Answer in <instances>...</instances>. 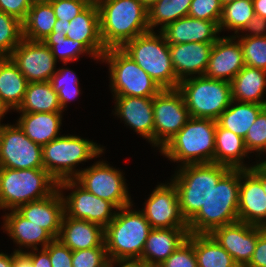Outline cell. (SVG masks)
<instances>
[{"instance_id": "cell-1", "label": "cell", "mask_w": 266, "mask_h": 267, "mask_svg": "<svg viewBox=\"0 0 266 267\" xmlns=\"http://www.w3.org/2000/svg\"><path fill=\"white\" fill-rule=\"evenodd\" d=\"M99 10L100 36L108 48H121L149 29L148 9L139 0H94Z\"/></svg>"}, {"instance_id": "cell-2", "label": "cell", "mask_w": 266, "mask_h": 267, "mask_svg": "<svg viewBox=\"0 0 266 267\" xmlns=\"http://www.w3.org/2000/svg\"><path fill=\"white\" fill-rule=\"evenodd\" d=\"M239 187L240 169H230L188 222V233L210 234L218 227L238 222Z\"/></svg>"}, {"instance_id": "cell-3", "label": "cell", "mask_w": 266, "mask_h": 267, "mask_svg": "<svg viewBox=\"0 0 266 267\" xmlns=\"http://www.w3.org/2000/svg\"><path fill=\"white\" fill-rule=\"evenodd\" d=\"M133 204L118 209L104 228L106 253L112 260L139 261L146 239L152 230L142 211L131 210Z\"/></svg>"}, {"instance_id": "cell-4", "label": "cell", "mask_w": 266, "mask_h": 267, "mask_svg": "<svg viewBox=\"0 0 266 267\" xmlns=\"http://www.w3.org/2000/svg\"><path fill=\"white\" fill-rule=\"evenodd\" d=\"M230 169L213 162L180 165L171 182L176 187L180 210L187 223L205 205L213 187Z\"/></svg>"}, {"instance_id": "cell-5", "label": "cell", "mask_w": 266, "mask_h": 267, "mask_svg": "<svg viewBox=\"0 0 266 267\" xmlns=\"http://www.w3.org/2000/svg\"><path fill=\"white\" fill-rule=\"evenodd\" d=\"M216 125L212 119L190 117L160 152L182 165L215 163Z\"/></svg>"}, {"instance_id": "cell-6", "label": "cell", "mask_w": 266, "mask_h": 267, "mask_svg": "<svg viewBox=\"0 0 266 267\" xmlns=\"http://www.w3.org/2000/svg\"><path fill=\"white\" fill-rule=\"evenodd\" d=\"M57 189L58 182L45 169L0 168V209L17 210Z\"/></svg>"}, {"instance_id": "cell-7", "label": "cell", "mask_w": 266, "mask_h": 267, "mask_svg": "<svg viewBox=\"0 0 266 267\" xmlns=\"http://www.w3.org/2000/svg\"><path fill=\"white\" fill-rule=\"evenodd\" d=\"M148 31L127 41L121 49L129 55L162 89H175L179 80L172 66L169 44L163 33Z\"/></svg>"}, {"instance_id": "cell-8", "label": "cell", "mask_w": 266, "mask_h": 267, "mask_svg": "<svg viewBox=\"0 0 266 267\" xmlns=\"http://www.w3.org/2000/svg\"><path fill=\"white\" fill-rule=\"evenodd\" d=\"M96 143L74 135L59 136L42 146L44 169L59 183L75 179L80 170L75 165L99 157L103 153Z\"/></svg>"}, {"instance_id": "cell-9", "label": "cell", "mask_w": 266, "mask_h": 267, "mask_svg": "<svg viewBox=\"0 0 266 267\" xmlns=\"http://www.w3.org/2000/svg\"><path fill=\"white\" fill-rule=\"evenodd\" d=\"M190 117L217 121L232 101L231 83L224 80L193 76L179 82Z\"/></svg>"}, {"instance_id": "cell-10", "label": "cell", "mask_w": 266, "mask_h": 267, "mask_svg": "<svg viewBox=\"0 0 266 267\" xmlns=\"http://www.w3.org/2000/svg\"><path fill=\"white\" fill-rule=\"evenodd\" d=\"M101 60L109 64L113 96L153 98L162 90L121 48H108Z\"/></svg>"}, {"instance_id": "cell-11", "label": "cell", "mask_w": 266, "mask_h": 267, "mask_svg": "<svg viewBox=\"0 0 266 267\" xmlns=\"http://www.w3.org/2000/svg\"><path fill=\"white\" fill-rule=\"evenodd\" d=\"M154 147L161 150L189 120V111L180 91L162 89L153 97Z\"/></svg>"}, {"instance_id": "cell-12", "label": "cell", "mask_w": 266, "mask_h": 267, "mask_svg": "<svg viewBox=\"0 0 266 267\" xmlns=\"http://www.w3.org/2000/svg\"><path fill=\"white\" fill-rule=\"evenodd\" d=\"M0 168L44 169L42 146L30 140L17 123L0 126Z\"/></svg>"}, {"instance_id": "cell-13", "label": "cell", "mask_w": 266, "mask_h": 267, "mask_svg": "<svg viewBox=\"0 0 266 267\" xmlns=\"http://www.w3.org/2000/svg\"><path fill=\"white\" fill-rule=\"evenodd\" d=\"M104 161L80 171L75 180L95 196L111 202L117 210L131 205L122 172Z\"/></svg>"}, {"instance_id": "cell-14", "label": "cell", "mask_w": 266, "mask_h": 267, "mask_svg": "<svg viewBox=\"0 0 266 267\" xmlns=\"http://www.w3.org/2000/svg\"><path fill=\"white\" fill-rule=\"evenodd\" d=\"M73 188H75L74 191L66 198L62 194L65 216L93 222L103 228L114 219L117 208L111 202L90 193L75 179H68L58 183L60 192L63 189L73 190ZM113 209H116V211L113 212Z\"/></svg>"}, {"instance_id": "cell-15", "label": "cell", "mask_w": 266, "mask_h": 267, "mask_svg": "<svg viewBox=\"0 0 266 267\" xmlns=\"http://www.w3.org/2000/svg\"><path fill=\"white\" fill-rule=\"evenodd\" d=\"M28 83L50 81L57 60L43 41L23 39L9 56Z\"/></svg>"}, {"instance_id": "cell-16", "label": "cell", "mask_w": 266, "mask_h": 267, "mask_svg": "<svg viewBox=\"0 0 266 267\" xmlns=\"http://www.w3.org/2000/svg\"><path fill=\"white\" fill-rule=\"evenodd\" d=\"M142 212L152 228H188L172 182L158 185L146 200Z\"/></svg>"}, {"instance_id": "cell-17", "label": "cell", "mask_w": 266, "mask_h": 267, "mask_svg": "<svg viewBox=\"0 0 266 267\" xmlns=\"http://www.w3.org/2000/svg\"><path fill=\"white\" fill-rule=\"evenodd\" d=\"M265 228L238 221L218 227L210 235L233 257L239 267H245L253 256L258 236Z\"/></svg>"}, {"instance_id": "cell-18", "label": "cell", "mask_w": 266, "mask_h": 267, "mask_svg": "<svg viewBox=\"0 0 266 267\" xmlns=\"http://www.w3.org/2000/svg\"><path fill=\"white\" fill-rule=\"evenodd\" d=\"M238 221L266 227V194L250 169H240Z\"/></svg>"}, {"instance_id": "cell-19", "label": "cell", "mask_w": 266, "mask_h": 267, "mask_svg": "<svg viewBox=\"0 0 266 267\" xmlns=\"http://www.w3.org/2000/svg\"><path fill=\"white\" fill-rule=\"evenodd\" d=\"M235 36L217 39L211 50L204 76L207 78L231 82L245 66L243 50Z\"/></svg>"}, {"instance_id": "cell-20", "label": "cell", "mask_w": 266, "mask_h": 267, "mask_svg": "<svg viewBox=\"0 0 266 267\" xmlns=\"http://www.w3.org/2000/svg\"><path fill=\"white\" fill-rule=\"evenodd\" d=\"M115 115L154 146L153 98L114 96Z\"/></svg>"}, {"instance_id": "cell-21", "label": "cell", "mask_w": 266, "mask_h": 267, "mask_svg": "<svg viewBox=\"0 0 266 267\" xmlns=\"http://www.w3.org/2000/svg\"><path fill=\"white\" fill-rule=\"evenodd\" d=\"M214 43L188 42L169 45L173 69L179 81L203 76L208 66Z\"/></svg>"}, {"instance_id": "cell-22", "label": "cell", "mask_w": 266, "mask_h": 267, "mask_svg": "<svg viewBox=\"0 0 266 267\" xmlns=\"http://www.w3.org/2000/svg\"><path fill=\"white\" fill-rule=\"evenodd\" d=\"M17 211L29 221L44 228L54 239L58 238L65 215L62 192L58 189L44 199L20 206Z\"/></svg>"}, {"instance_id": "cell-23", "label": "cell", "mask_w": 266, "mask_h": 267, "mask_svg": "<svg viewBox=\"0 0 266 267\" xmlns=\"http://www.w3.org/2000/svg\"><path fill=\"white\" fill-rule=\"evenodd\" d=\"M188 228H152L140 262L147 267H158L188 237Z\"/></svg>"}, {"instance_id": "cell-24", "label": "cell", "mask_w": 266, "mask_h": 267, "mask_svg": "<svg viewBox=\"0 0 266 267\" xmlns=\"http://www.w3.org/2000/svg\"><path fill=\"white\" fill-rule=\"evenodd\" d=\"M161 32L167 43L174 45L188 42L215 43L220 31L214 21L185 16L168 24Z\"/></svg>"}, {"instance_id": "cell-25", "label": "cell", "mask_w": 266, "mask_h": 267, "mask_svg": "<svg viewBox=\"0 0 266 267\" xmlns=\"http://www.w3.org/2000/svg\"><path fill=\"white\" fill-rule=\"evenodd\" d=\"M72 251L106 247L104 228L86 220L73 219L64 215L60 233L57 238Z\"/></svg>"}, {"instance_id": "cell-26", "label": "cell", "mask_w": 266, "mask_h": 267, "mask_svg": "<svg viewBox=\"0 0 266 267\" xmlns=\"http://www.w3.org/2000/svg\"><path fill=\"white\" fill-rule=\"evenodd\" d=\"M67 30V38L82 42L98 60H101L107 49L101 40L99 10L95 1L70 21Z\"/></svg>"}, {"instance_id": "cell-27", "label": "cell", "mask_w": 266, "mask_h": 267, "mask_svg": "<svg viewBox=\"0 0 266 267\" xmlns=\"http://www.w3.org/2000/svg\"><path fill=\"white\" fill-rule=\"evenodd\" d=\"M3 228L11 236L13 242L25 248L38 249L41 244L44 249L54 238L41 226L23 217L17 210H11L4 215Z\"/></svg>"}, {"instance_id": "cell-28", "label": "cell", "mask_w": 266, "mask_h": 267, "mask_svg": "<svg viewBox=\"0 0 266 267\" xmlns=\"http://www.w3.org/2000/svg\"><path fill=\"white\" fill-rule=\"evenodd\" d=\"M62 112L21 113L17 125L34 143L44 146L59 137Z\"/></svg>"}, {"instance_id": "cell-29", "label": "cell", "mask_w": 266, "mask_h": 267, "mask_svg": "<svg viewBox=\"0 0 266 267\" xmlns=\"http://www.w3.org/2000/svg\"><path fill=\"white\" fill-rule=\"evenodd\" d=\"M230 83L232 100L235 102L266 106V100L261 99L266 88V70L245 65Z\"/></svg>"}, {"instance_id": "cell-30", "label": "cell", "mask_w": 266, "mask_h": 267, "mask_svg": "<svg viewBox=\"0 0 266 267\" xmlns=\"http://www.w3.org/2000/svg\"><path fill=\"white\" fill-rule=\"evenodd\" d=\"M244 139L239 135L222 128L218 123L215 133V163L230 167L231 169H249L243 164L247 156Z\"/></svg>"}, {"instance_id": "cell-31", "label": "cell", "mask_w": 266, "mask_h": 267, "mask_svg": "<svg viewBox=\"0 0 266 267\" xmlns=\"http://www.w3.org/2000/svg\"><path fill=\"white\" fill-rule=\"evenodd\" d=\"M28 82L10 57H0V97L10 109L22 104Z\"/></svg>"}, {"instance_id": "cell-32", "label": "cell", "mask_w": 266, "mask_h": 267, "mask_svg": "<svg viewBox=\"0 0 266 267\" xmlns=\"http://www.w3.org/2000/svg\"><path fill=\"white\" fill-rule=\"evenodd\" d=\"M20 113L62 112L57 92L49 81L28 83Z\"/></svg>"}, {"instance_id": "cell-33", "label": "cell", "mask_w": 266, "mask_h": 267, "mask_svg": "<svg viewBox=\"0 0 266 267\" xmlns=\"http://www.w3.org/2000/svg\"><path fill=\"white\" fill-rule=\"evenodd\" d=\"M236 104L235 100H232L230 106L218 118L217 123L244 139L257 116L266 106L246 102Z\"/></svg>"}, {"instance_id": "cell-34", "label": "cell", "mask_w": 266, "mask_h": 267, "mask_svg": "<svg viewBox=\"0 0 266 267\" xmlns=\"http://www.w3.org/2000/svg\"><path fill=\"white\" fill-rule=\"evenodd\" d=\"M56 20L51 3L32 4L22 22L23 39L43 41L52 32Z\"/></svg>"}, {"instance_id": "cell-35", "label": "cell", "mask_w": 266, "mask_h": 267, "mask_svg": "<svg viewBox=\"0 0 266 267\" xmlns=\"http://www.w3.org/2000/svg\"><path fill=\"white\" fill-rule=\"evenodd\" d=\"M194 251L198 267H239L210 234H194Z\"/></svg>"}, {"instance_id": "cell-36", "label": "cell", "mask_w": 266, "mask_h": 267, "mask_svg": "<svg viewBox=\"0 0 266 267\" xmlns=\"http://www.w3.org/2000/svg\"><path fill=\"white\" fill-rule=\"evenodd\" d=\"M192 0H159L148 9L150 31L161 25L160 31L179 18L188 16Z\"/></svg>"}, {"instance_id": "cell-37", "label": "cell", "mask_w": 266, "mask_h": 267, "mask_svg": "<svg viewBox=\"0 0 266 267\" xmlns=\"http://www.w3.org/2000/svg\"><path fill=\"white\" fill-rule=\"evenodd\" d=\"M255 15L253 0H236L222 7V15L218 24L219 31L223 29L234 30V34L247 26Z\"/></svg>"}, {"instance_id": "cell-38", "label": "cell", "mask_w": 266, "mask_h": 267, "mask_svg": "<svg viewBox=\"0 0 266 267\" xmlns=\"http://www.w3.org/2000/svg\"><path fill=\"white\" fill-rule=\"evenodd\" d=\"M43 42L51 49L54 58L56 60L61 58L64 64L77 60L84 53L98 60L82 42L71 40L66 35L50 33Z\"/></svg>"}, {"instance_id": "cell-39", "label": "cell", "mask_w": 266, "mask_h": 267, "mask_svg": "<svg viewBox=\"0 0 266 267\" xmlns=\"http://www.w3.org/2000/svg\"><path fill=\"white\" fill-rule=\"evenodd\" d=\"M22 40V22L0 11V57H9Z\"/></svg>"}, {"instance_id": "cell-40", "label": "cell", "mask_w": 266, "mask_h": 267, "mask_svg": "<svg viewBox=\"0 0 266 267\" xmlns=\"http://www.w3.org/2000/svg\"><path fill=\"white\" fill-rule=\"evenodd\" d=\"M52 88L57 92L62 111L67 107V103L80 95L78 77L73 70L58 69L49 81Z\"/></svg>"}, {"instance_id": "cell-41", "label": "cell", "mask_w": 266, "mask_h": 267, "mask_svg": "<svg viewBox=\"0 0 266 267\" xmlns=\"http://www.w3.org/2000/svg\"><path fill=\"white\" fill-rule=\"evenodd\" d=\"M238 36L246 66L266 70V36Z\"/></svg>"}, {"instance_id": "cell-42", "label": "cell", "mask_w": 266, "mask_h": 267, "mask_svg": "<svg viewBox=\"0 0 266 267\" xmlns=\"http://www.w3.org/2000/svg\"><path fill=\"white\" fill-rule=\"evenodd\" d=\"M158 267H198L194 234H188L187 239Z\"/></svg>"}, {"instance_id": "cell-43", "label": "cell", "mask_w": 266, "mask_h": 267, "mask_svg": "<svg viewBox=\"0 0 266 267\" xmlns=\"http://www.w3.org/2000/svg\"><path fill=\"white\" fill-rule=\"evenodd\" d=\"M245 147L248 152H259V155L266 148V107L259 113L254 124L248 130L244 138Z\"/></svg>"}, {"instance_id": "cell-44", "label": "cell", "mask_w": 266, "mask_h": 267, "mask_svg": "<svg viewBox=\"0 0 266 267\" xmlns=\"http://www.w3.org/2000/svg\"><path fill=\"white\" fill-rule=\"evenodd\" d=\"M222 7L220 0H192L188 16L219 24Z\"/></svg>"}, {"instance_id": "cell-45", "label": "cell", "mask_w": 266, "mask_h": 267, "mask_svg": "<svg viewBox=\"0 0 266 267\" xmlns=\"http://www.w3.org/2000/svg\"><path fill=\"white\" fill-rule=\"evenodd\" d=\"M94 0H53L51 3L56 19L60 22H70L83 12Z\"/></svg>"}, {"instance_id": "cell-46", "label": "cell", "mask_w": 266, "mask_h": 267, "mask_svg": "<svg viewBox=\"0 0 266 267\" xmlns=\"http://www.w3.org/2000/svg\"><path fill=\"white\" fill-rule=\"evenodd\" d=\"M107 258L106 247L72 251V267H98Z\"/></svg>"}, {"instance_id": "cell-47", "label": "cell", "mask_w": 266, "mask_h": 267, "mask_svg": "<svg viewBox=\"0 0 266 267\" xmlns=\"http://www.w3.org/2000/svg\"><path fill=\"white\" fill-rule=\"evenodd\" d=\"M49 253L52 267H72V250L54 239L44 248Z\"/></svg>"}, {"instance_id": "cell-48", "label": "cell", "mask_w": 266, "mask_h": 267, "mask_svg": "<svg viewBox=\"0 0 266 267\" xmlns=\"http://www.w3.org/2000/svg\"><path fill=\"white\" fill-rule=\"evenodd\" d=\"M31 0H0V11L12 15L23 22L31 8Z\"/></svg>"}, {"instance_id": "cell-49", "label": "cell", "mask_w": 266, "mask_h": 267, "mask_svg": "<svg viewBox=\"0 0 266 267\" xmlns=\"http://www.w3.org/2000/svg\"><path fill=\"white\" fill-rule=\"evenodd\" d=\"M245 267H266V228L258 236L253 256Z\"/></svg>"}, {"instance_id": "cell-50", "label": "cell", "mask_w": 266, "mask_h": 267, "mask_svg": "<svg viewBox=\"0 0 266 267\" xmlns=\"http://www.w3.org/2000/svg\"><path fill=\"white\" fill-rule=\"evenodd\" d=\"M243 31L250 32V34L248 33L245 36H266V19L254 15L253 18L247 24V26L243 29Z\"/></svg>"}, {"instance_id": "cell-51", "label": "cell", "mask_w": 266, "mask_h": 267, "mask_svg": "<svg viewBox=\"0 0 266 267\" xmlns=\"http://www.w3.org/2000/svg\"><path fill=\"white\" fill-rule=\"evenodd\" d=\"M39 249H33L31 252H25L32 261L33 267H52L49 253L45 249H41L40 252H38ZM38 253H37V252ZM37 253V254H36Z\"/></svg>"}, {"instance_id": "cell-52", "label": "cell", "mask_w": 266, "mask_h": 267, "mask_svg": "<svg viewBox=\"0 0 266 267\" xmlns=\"http://www.w3.org/2000/svg\"><path fill=\"white\" fill-rule=\"evenodd\" d=\"M13 267H33L30 257L22 248L13 252Z\"/></svg>"}, {"instance_id": "cell-53", "label": "cell", "mask_w": 266, "mask_h": 267, "mask_svg": "<svg viewBox=\"0 0 266 267\" xmlns=\"http://www.w3.org/2000/svg\"><path fill=\"white\" fill-rule=\"evenodd\" d=\"M249 169L260 179L264 192L266 194V166L256 164L249 167Z\"/></svg>"}, {"instance_id": "cell-54", "label": "cell", "mask_w": 266, "mask_h": 267, "mask_svg": "<svg viewBox=\"0 0 266 267\" xmlns=\"http://www.w3.org/2000/svg\"><path fill=\"white\" fill-rule=\"evenodd\" d=\"M254 13L266 19V0H253Z\"/></svg>"}, {"instance_id": "cell-55", "label": "cell", "mask_w": 266, "mask_h": 267, "mask_svg": "<svg viewBox=\"0 0 266 267\" xmlns=\"http://www.w3.org/2000/svg\"><path fill=\"white\" fill-rule=\"evenodd\" d=\"M69 24L70 22H60V19H57L51 33H56V35H66L68 32L67 26Z\"/></svg>"}, {"instance_id": "cell-56", "label": "cell", "mask_w": 266, "mask_h": 267, "mask_svg": "<svg viewBox=\"0 0 266 267\" xmlns=\"http://www.w3.org/2000/svg\"><path fill=\"white\" fill-rule=\"evenodd\" d=\"M117 265L119 267H145L139 261H128V260H112V267L113 265ZM119 264V265H118Z\"/></svg>"}, {"instance_id": "cell-57", "label": "cell", "mask_w": 266, "mask_h": 267, "mask_svg": "<svg viewBox=\"0 0 266 267\" xmlns=\"http://www.w3.org/2000/svg\"><path fill=\"white\" fill-rule=\"evenodd\" d=\"M0 267H13V254L8 256L0 252Z\"/></svg>"}, {"instance_id": "cell-58", "label": "cell", "mask_w": 266, "mask_h": 267, "mask_svg": "<svg viewBox=\"0 0 266 267\" xmlns=\"http://www.w3.org/2000/svg\"><path fill=\"white\" fill-rule=\"evenodd\" d=\"M10 110V108L7 106V104L3 101V99L0 97V121L1 118L4 117L8 111ZM1 122H0V126H1Z\"/></svg>"}, {"instance_id": "cell-59", "label": "cell", "mask_w": 266, "mask_h": 267, "mask_svg": "<svg viewBox=\"0 0 266 267\" xmlns=\"http://www.w3.org/2000/svg\"><path fill=\"white\" fill-rule=\"evenodd\" d=\"M147 9L152 7L159 0H139Z\"/></svg>"}, {"instance_id": "cell-60", "label": "cell", "mask_w": 266, "mask_h": 267, "mask_svg": "<svg viewBox=\"0 0 266 267\" xmlns=\"http://www.w3.org/2000/svg\"><path fill=\"white\" fill-rule=\"evenodd\" d=\"M98 267H112V259L107 258L102 264H100Z\"/></svg>"}, {"instance_id": "cell-61", "label": "cell", "mask_w": 266, "mask_h": 267, "mask_svg": "<svg viewBox=\"0 0 266 267\" xmlns=\"http://www.w3.org/2000/svg\"><path fill=\"white\" fill-rule=\"evenodd\" d=\"M52 1L53 0H31V3L32 4H35V3H50Z\"/></svg>"}, {"instance_id": "cell-62", "label": "cell", "mask_w": 266, "mask_h": 267, "mask_svg": "<svg viewBox=\"0 0 266 267\" xmlns=\"http://www.w3.org/2000/svg\"><path fill=\"white\" fill-rule=\"evenodd\" d=\"M234 1H236V0H220L222 6L225 5V4L232 3V2H234Z\"/></svg>"}, {"instance_id": "cell-63", "label": "cell", "mask_w": 266, "mask_h": 267, "mask_svg": "<svg viewBox=\"0 0 266 267\" xmlns=\"http://www.w3.org/2000/svg\"><path fill=\"white\" fill-rule=\"evenodd\" d=\"M263 152L266 153V148H265V150ZM257 164L262 165V166H266V160L265 161H261L260 163H257Z\"/></svg>"}]
</instances>
